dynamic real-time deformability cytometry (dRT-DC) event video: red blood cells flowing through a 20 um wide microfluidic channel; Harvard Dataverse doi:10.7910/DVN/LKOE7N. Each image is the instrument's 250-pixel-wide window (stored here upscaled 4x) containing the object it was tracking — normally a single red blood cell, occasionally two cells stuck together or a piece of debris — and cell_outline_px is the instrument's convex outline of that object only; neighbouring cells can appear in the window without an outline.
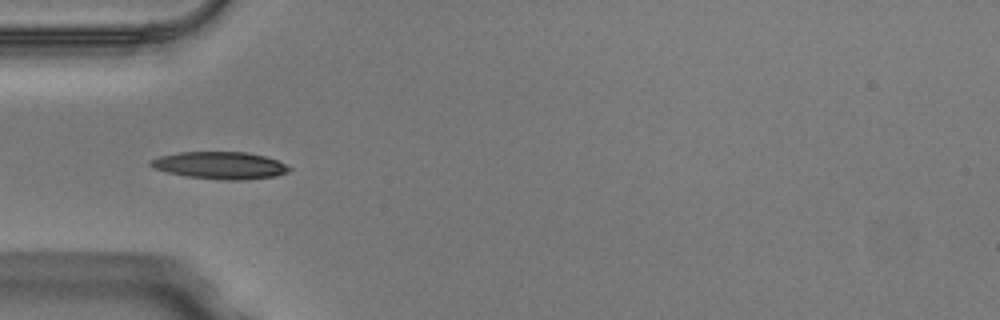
{"species": "Egyptian fruit bat (a non-hibernating species)", "species_latin": "Rousettus aegyptiacus", "temperature_condition": "warm", "stored_images_in_passage": 32, "camera_frame_rate_fps": 3000, "um_per_image_px": 0.085, "animal": {"sex": "male"}, "frame": {"image": 1, "passage_image": 1, "time_ms": 0.0, "image_size_px": [1000, 320], "cell_outline_px": [[292, 168], [288, 172], [276, 176], [244, 180], [224, 180], [188, 176], [168, 172], [152, 168], [148, 164], [152, 160], [160, 156], [180, 152], [248, 152], [264, 156], [276, 160]], "centroid_in_image_um": [18.72, 14.06], "position_along_channel_um": 66.3, "area_um2": 21.85}}
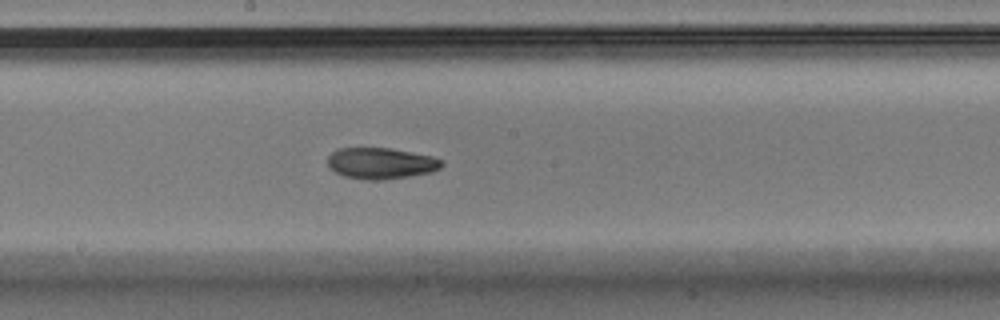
{"frame": {"image": 2, "passage_image": 12, "time_ms": 3.667, "image_size_px": [1000, 320], "cell_outline_px": [[444, 164], [440, 168], [432, 172], [384, 180], [364, 180], [344, 176], [328, 168], [328, 156], [336, 148], [388, 148], [432, 156], [444, 160]], "centroid_in_image_um": [32.37, 13.88], "position_along_channel_um": 215.8, "area_um2": 20.87}}
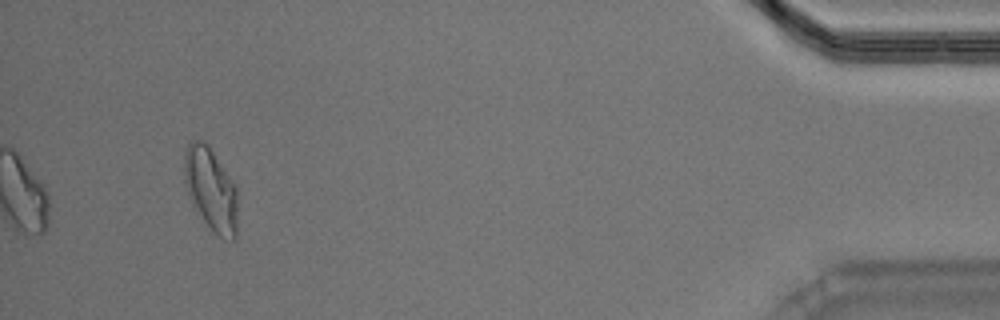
{"frame": {"image": 3, "passage_image": 32, "time_ms": 10.333, "image_size_px": [1000, 320], "cell_outline_px": [[236, 240], [232, 240], [220, 236], [204, 220], [192, 204], [188, 196], [184, 184], [184, 152], [188, 144], [192, 140], [204, 140], [208, 144], [236, 184]], "centroid_in_image_um": [17.9, 16.02], "position_along_channel_um": 417.3, "area_um2": 25.78}, "authors_computed_cell_mechanics": {"area_um2": 20.7213, "velocity_mm_per_s": 4.0656, "shape_relaxation_time_tau1_ms": null, "shape_relaxation_time_tau2_ms": 4.614, "deformation_change_tau1": null, "deformation_change_tau2": 0.1201}}